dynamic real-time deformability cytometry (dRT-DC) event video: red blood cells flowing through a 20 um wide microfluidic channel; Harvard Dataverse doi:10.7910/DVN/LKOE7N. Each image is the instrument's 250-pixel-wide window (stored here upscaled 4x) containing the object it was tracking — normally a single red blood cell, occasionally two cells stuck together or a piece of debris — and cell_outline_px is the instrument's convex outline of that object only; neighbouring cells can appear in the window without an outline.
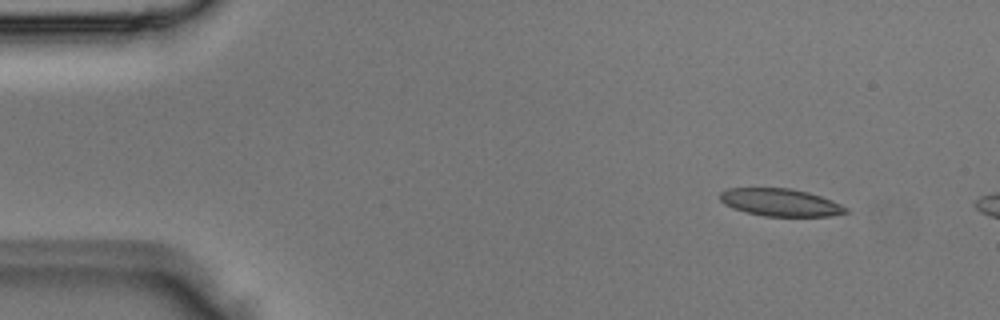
{"species": "Egyptian fruit bat (a non-hibernating species)", "species_latin": "Rousettus aegyptiacus", "temperature_condition": "room temperature", "stored_images_in_passage": 3, "camera_frame_rate_fps": 3000, "um_per_image_px": 0.085, "animal": {"sex": "male"}, "frame": {"image": 1, "passage_image": 1, "time_ms": 0.0, "image_size_px": [1000, 320], "cell_outline_px": [[852, 212], [832, 216], [764, 216], [732, 208], [724, 204], [720, 200], [720, 192], [728, 188], [792, 188], [808, 192], [832, 200], [848, 208]], "centroid_in_image_um": [66.37, 17.21], "position_along_channel_um": 18.6, "area_um2": 20.29}}